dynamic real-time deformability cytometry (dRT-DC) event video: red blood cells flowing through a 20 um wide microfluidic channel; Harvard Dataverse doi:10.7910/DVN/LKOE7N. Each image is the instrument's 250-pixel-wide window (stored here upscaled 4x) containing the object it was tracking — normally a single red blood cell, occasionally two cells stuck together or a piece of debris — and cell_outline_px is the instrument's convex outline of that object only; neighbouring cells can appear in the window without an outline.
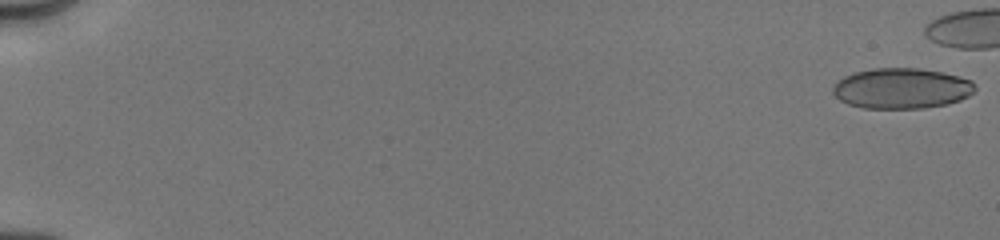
{"species": "human", "species_latin": "Homo sapiens", "temperature_condition": "cold", "stored_images_in_passage": 11, "camera_frame_rate_fps": 3000, "um_per_image_px": 0.085, "donor": {"sex": "male"}, "frame": {"image": 1, "passage_image": 1, "time_ms": 0.0, "image_size_px": [1000, 240], "cell_outline_px": [[976, 88], [968, 96], [960, 100], [944, 104], [924, 108], [864, 108], [848, 104], [840, 100], [832, 92], [832, 88], [844, 76], [856, 72], [872, 68], [920, 68], [960, 76], [972, 80]], "centroid_in_image_um": [76.64, 7.51], "position_along_channel_um": 8.4, "area_um2": 33.41}}
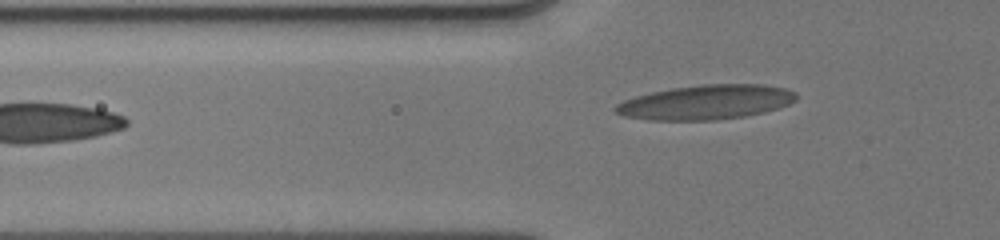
{"frame": {"image": 2, "passage_image": 11, "time_ms": 7.667, "image_size_px": [1000, 240], "cell_outline_px": [[796, 100], [788, 104], [764, 112], [744, 116], [716, 120], [648, 120], [624, 116], [616, 112], [612, 108], [616, 104], [624, 100], [636, 96], [652, 92], [672, 88], [704, 84], [764, 84], [784, 88], [796, 92]], "centroid_in_image_um": [59.99, 8.69], "position_along_channel_um": 65.8, "area_um2": 36.3}}